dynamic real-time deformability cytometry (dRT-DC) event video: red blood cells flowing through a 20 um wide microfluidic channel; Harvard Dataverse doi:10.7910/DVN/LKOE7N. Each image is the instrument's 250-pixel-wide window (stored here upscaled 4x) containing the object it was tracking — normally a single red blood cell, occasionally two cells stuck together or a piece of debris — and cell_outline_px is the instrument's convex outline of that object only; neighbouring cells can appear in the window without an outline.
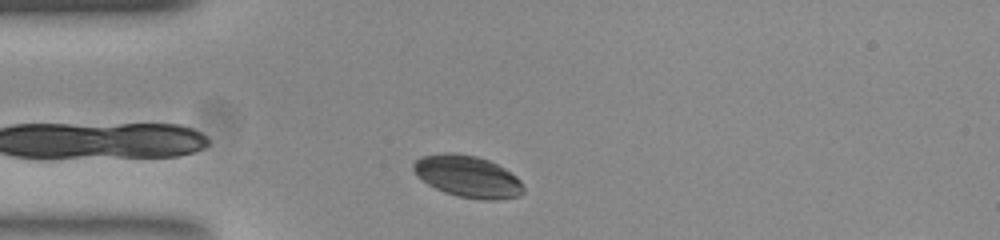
{"species": "common noctule bat (a hibernating species)", "species_latin": "Nyctalus noctula", "temperature_condition": "room temperature", "stored_images_in_passage": 30, "camera_frame_rate_fps": 3000, "um_per_image_px": 0.085, "animal": {"sex": "female", "body_mass_g": 23.0, "forearm_length_mm": 53.4}, "frame": {"image": 1, "passage_image": 1, "time_ms": 0.0, "image_size_px": [1000, 240], "cell_outline_px": [[524, 192], [520, 196], [496, 200], [484, 200], [460, 196], [444, 192], [428, 184], [416, 176], [412, 168], [412, 164], [420, 156], [444, 152], [452, 152], [476, 156], [488, 160], [504, 168], [516, 176], [520, 180], [524, 188]], "centroid_in_image_um": [39.74, 14.99], "position_along_channel_um": 45.3, "area_um2": 26.88}}
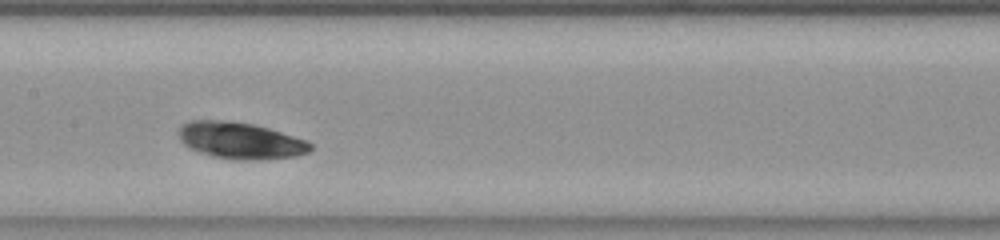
{"frame": {"image": 2, "passage_image": 14, "time_ms": 4.333, "image_size_px": [1000, 240], "cell_outline_px": [[312, 148], [308, 152], [296, 156], [252, 160], [240, 160], [216, 156], [200, 152], [188, 148], [180, 140], [180, 128], [188, 120], [228, 120], [252, 124], [268, 128], [308, 140], [312, 144]], "centroid_in_image_um": [20.45, 11.94], "position_along_channel_um": 186.9, "area_um2": 27.92}}
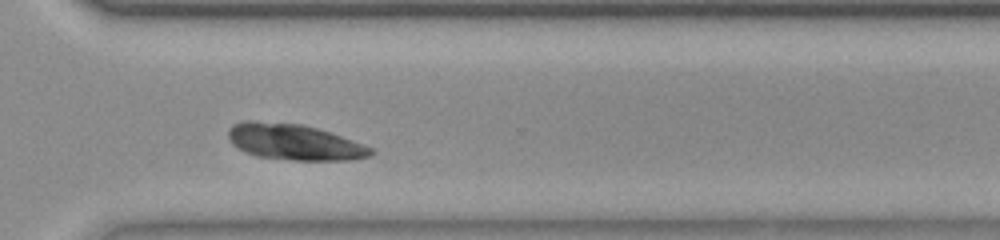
{"frame": {"image": 3, "passage_image": 27, "time_ms": 8.667, "image_size_px": [1000, 240], "cell_outline_px": [[376, 152], [372, 156], [352, 160], [292, 160], [256, 156], [244, 152], [232, 144], [228, 136], [228, 128], [232, 124], [244, 120], [252, 120], [300, 124], [316, 128], [364, 144], [372, 148]], "centroid_in_image_um": [24.99, 12.07], "position_along_channel_um": 345.6, "area_um2": 30.0}}